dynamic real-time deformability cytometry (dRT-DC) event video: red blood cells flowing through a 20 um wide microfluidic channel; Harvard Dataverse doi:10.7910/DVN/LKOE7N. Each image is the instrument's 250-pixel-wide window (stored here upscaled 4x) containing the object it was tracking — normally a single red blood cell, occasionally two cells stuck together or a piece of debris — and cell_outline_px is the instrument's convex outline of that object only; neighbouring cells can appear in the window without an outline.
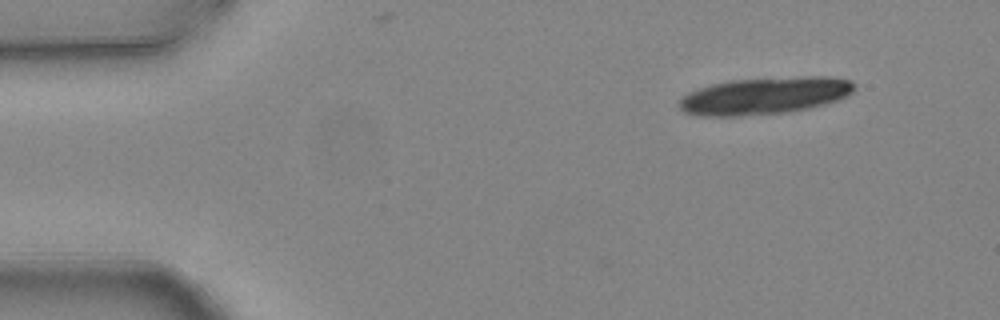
{"species": "common noctule bat (a hibernating species)", "species_latin": "Nyctalus noctula", "temperature_condition": "warm", "stored_images_in_passage": 5, "camera_frame_rate_fps": 3000, "um_per_image_px": 0.085, "animal": {"sex": "female", "body_mass_g": 24.6, "forearm_length_mm": 56.2}, "frame": {"image": 1, "passage_image": 1, "time_ms": 0.0, "image_size_px": [1000, 320], "cell_outline_px": [[856, 88], [848, 96], [824, 104], [808, 108], [788, 112], [740, 116], [700, 116], [684, 112], [680, 108], [680, 100], [688, 92], [712, 84], [728, 80], [804, 76], [828, 76], [852, 80], [856, 84]], "centroid_in_image_um": [65.03, 8.13], "position_along_channel_um": 20.0, "area_um2": 38.03}}